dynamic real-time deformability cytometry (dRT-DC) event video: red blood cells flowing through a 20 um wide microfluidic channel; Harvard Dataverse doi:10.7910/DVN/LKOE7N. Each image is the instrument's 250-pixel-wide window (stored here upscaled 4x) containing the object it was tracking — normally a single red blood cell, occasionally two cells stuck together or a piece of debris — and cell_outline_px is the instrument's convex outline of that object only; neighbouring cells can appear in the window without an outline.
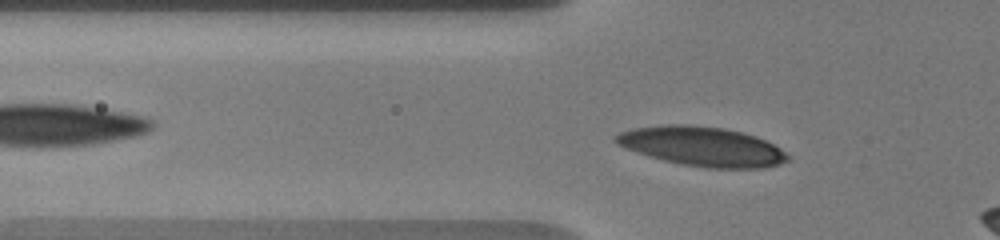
{"species": "human", "species_latin": "Homo sapiens", "temperature_condition": "warm", "stored_images_in_passage": 42, "camera_frame_rate_fps": 3000, "um_per_image_px": 0.085, "donor": {"sex": "male"}, "frame": {"image": 1, "passage_image": 9, "time_ms": 2.667, "image_size_px": [1000, 240], "cell_outline_px": [[784, 156], [780, 160], [772, 164], [704, 164], [680, 160], [648, 152], [628, 144], [620, 140], [620, 136], [632, 132], [652, 128], [704, 128], [732, 132], [748, 136], [760, 140], [776, 148]], "centroid_in_image_um": [59.82, 12.41], "position_along_channel_um": 66.0, "area_um2": 30.58}}
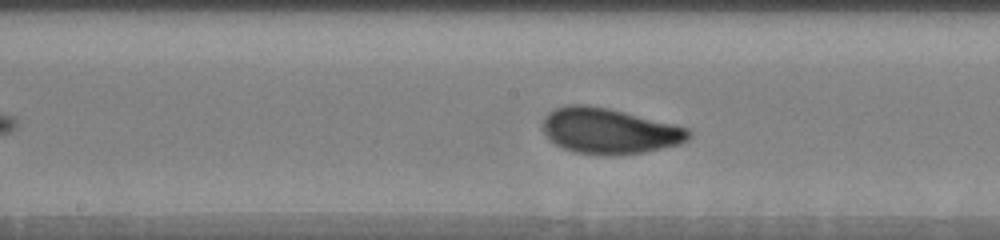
{"frame": {"image": 2, "passage_image": 20, "time_ms": 6.333, "image_size_px": [1000, 240], "cell_outline_px": [[684, 136], [680, 140], [664, 144], [644, 148], [580, 148], [568, 144], [560, 140], [552, 132], [548, 124], [548, 120], [556, 112], [568, 108], [588, 108], [608, 112], [680, 128], [684, 132]], "centroid_in_image_um": [51.8, 11.05], "position_along_channel_um": 196.4, "area_um2": 28.44}}
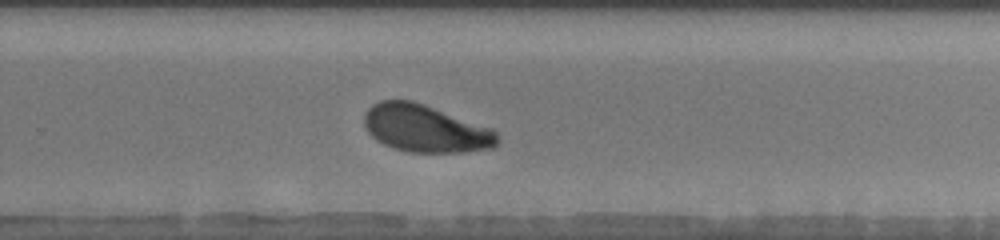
{"frame": {"image": 3, "passage_image": 28, "time_ms": 9.0, "image_size_px": [1000, 240], "cell_outline_px": [[492, 144], [468, 148], [408, 148], [392, 144], [384, 140], [368, 124], [368, 116], [372, 108], [380, 104], [392, 100], [400, 100], [416, 104], [488, 132], [492, 136]], "centroid_in_image_um": [35.98, 10.85], "position_along_channel_um": 293.8, "area_um2": 28.78}}